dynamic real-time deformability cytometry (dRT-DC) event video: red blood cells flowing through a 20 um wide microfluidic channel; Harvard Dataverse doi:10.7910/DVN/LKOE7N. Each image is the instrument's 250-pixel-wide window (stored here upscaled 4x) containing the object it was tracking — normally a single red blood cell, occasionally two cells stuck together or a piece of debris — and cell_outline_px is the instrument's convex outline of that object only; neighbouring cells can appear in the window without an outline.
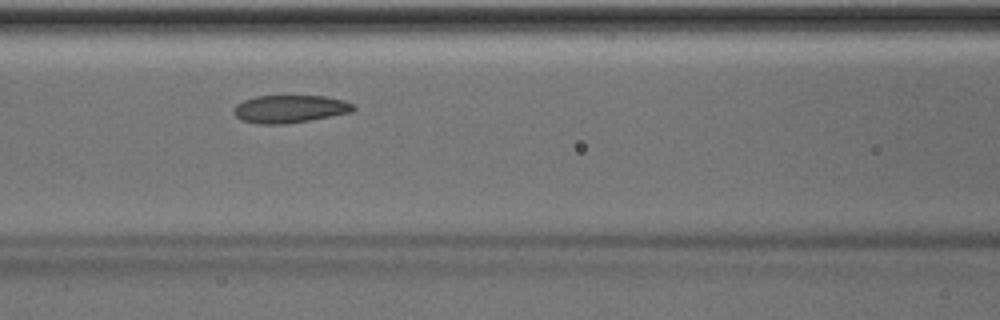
{"species": "Egyptian fruit bat (a non-hibernating species)", "species_latin": "Rousettus aegyptiacus", "temperature_condition": "room temperature", "stored_images_in_passage": 42, "camera_frame_rate_fps": 3000, "um_per_image_px": 0.085, "animal": {"sex": "male"}, "frame": {"image": 1, "passage_image": 13, "time_ms": 4.0, "image_size_px": [1000, 320], "cell_outline_px": [[356, 108], [352, 112], [308, 120], [284, 124], [260, 124], [240, 120], [236, 116], [232, 108], [236, 104], [244, 100], [256, 96], [324, 96], [344, 100], [356, 104]], "centroid_in_image_um": [24.64, 9.25], "position_along_channel_um": 142.0, "area_um2": 19.36}}
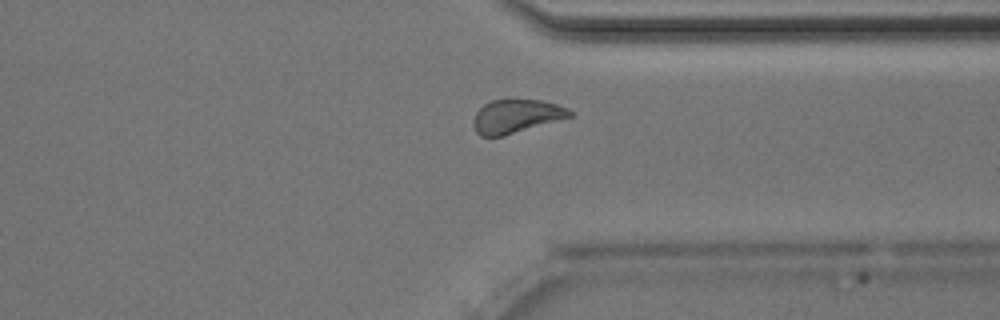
{"frame": {"image": 2, "passage_image": 30, "time_ms": 9.667, "image_size_px": [1000, 320], "cell_outline_px": [[576, 116], [504, 136], [480, 136], [476, 132], [472, 124], [472, 120], [476, 112], [484, 104], [492, 100], [540, 100], [556, 104], [568, 108], [576, 112]], "centroid_in_image_um": [43.93, 9.89], "position_along_channel_um": 367.5, "area_um2": 19.19}, "authors_computed_cell_mechanics": {"area_um2": 19.5942, "velocity_mm_per_s": 3.984, "shape_relaxation_time_tau1_ms": null, "shape_relaxation_time_tau2_ms": 2.0862, "deformation_change_tau1": null, "deformation_change_tau2": 0.0721}}